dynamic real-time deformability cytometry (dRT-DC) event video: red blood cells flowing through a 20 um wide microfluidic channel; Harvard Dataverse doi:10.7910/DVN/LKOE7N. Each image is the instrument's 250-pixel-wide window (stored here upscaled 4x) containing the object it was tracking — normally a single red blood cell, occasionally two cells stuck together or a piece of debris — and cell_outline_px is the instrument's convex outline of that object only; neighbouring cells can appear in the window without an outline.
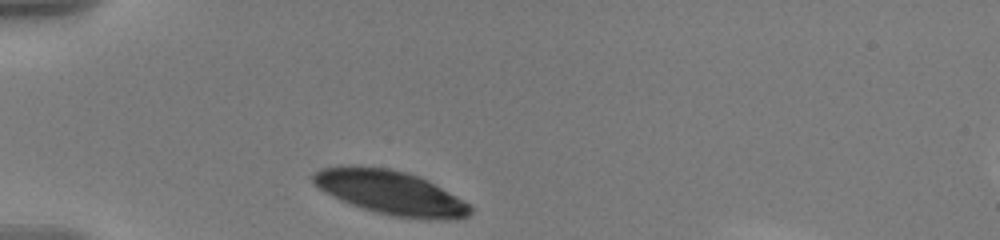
{"species": "human", "species_latin": "Homo sapiens", "temperature_condition": "warm", "stored_images_in_passage": 34, "camera_frame_rate_fps": 3000, "um_per_image_px": 0.085, "donor": {"sex": "male"}, "frame": {"image": 1, "passage_image": 1, "time_ms": 0.0, "image_size_px": [1000, 240], "cell_outline_px": [[472, 212], [468, 216], [460, 220], [432, 220], [388, 216], [340, 200], [324, 192], [312, 184], [312, 176], [320, 168], [352, 164], [388, 168], [404, 172], [428, 180], [456, 196], [468, 204], [472, 208]], "centroid_in_image_um": [33.19, 16.37], "position_along_channel_um": 51.8, "area_um2": 40.69}}
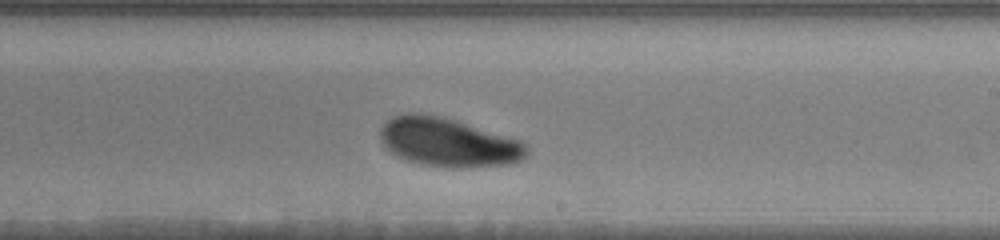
{"frame": {"image": 2, "passage_image": 20, "time_ms": 6.333, "image_size_px": [1000, 240], "cell_outline_px": [[528, 152], [520, 160], [512, 164], [468, 168], [444, 168], [420, 164], [396, 156], [384, 144], [380, 136], [380, 128], [392, 116], [408, 112], [420, 112], [444, 116], [520, 140], [528, 148]], "centroid_in_image_um": [38.1, 12.09], "position_along_channel_um": 250.9, "area_um2": 42.02}}
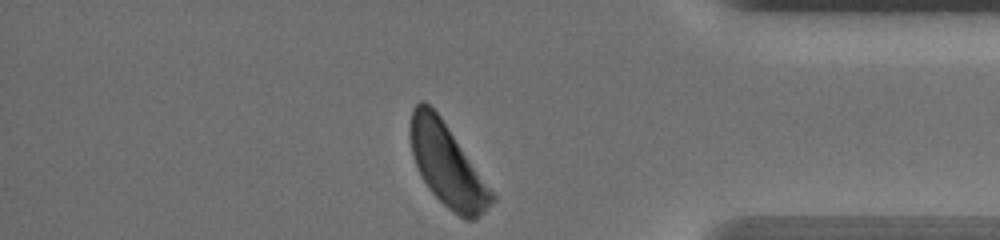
{"frame": {"image": 3, "passage_image": 34, "time_ms": 11.0, "image_size_px": [1000, 240], "cell_outline_px": [[496, 200], [484, 212], [472, 220], [464, 220], [452, 212], [428, 188], [412, 156], [408, 136], [408, 132], [412, 108], [420, 100], [424, 100], [440, 116], [496, 196]], "centroid_in_image_um": [37.98, 14.02], "position_along_channel_um": 397.2, "area_um2": 38.84}, "authors_computed_cell_mechanics": {"area_um2": 42.3674, "velocity_mm_per_s": 3.5035, "shape_relaxation_time_tau1_ms": 2.2764, "shape_relaxation_time_tau2_ms": null, "deformation_change_tau1": 0.0958, "deformation_change_tau2": null}}